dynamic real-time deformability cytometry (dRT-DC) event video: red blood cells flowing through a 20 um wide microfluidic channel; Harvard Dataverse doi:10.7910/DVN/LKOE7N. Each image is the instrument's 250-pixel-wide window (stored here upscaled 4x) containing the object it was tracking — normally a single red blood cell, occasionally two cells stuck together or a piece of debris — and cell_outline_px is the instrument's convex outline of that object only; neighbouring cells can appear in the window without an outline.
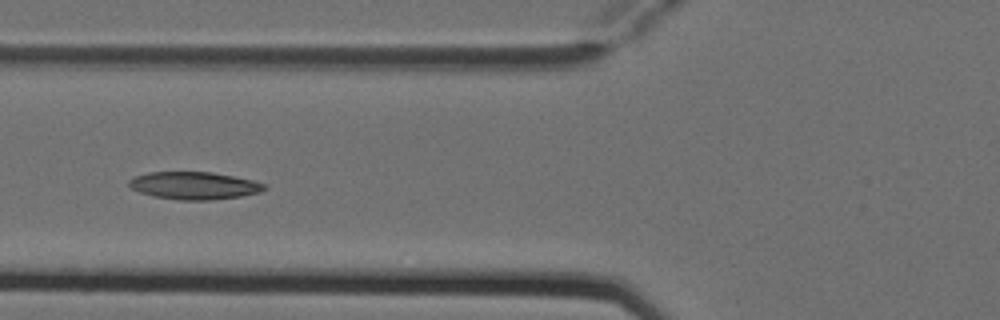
{"species": "Egyptian fruit bat (a non-hibernating species)", "species_latin": "Rousettus aegyptiacus", "temperature_condition": "cold", "stored_images_in_passage": 7, "camera_frame_rate_fps": 3000, "um_per_image_px": 0.085, "animal": {"sex": "female"}, "frame": {"image": 1, "passage_image": 4, "time_ms": 1.0, "image_size_px": [1000, 320], "cell_outline_px": [[268, 188], [260, 192], [240, 196], [208, 200], [180, 200], [152, 196], [140, 192], [132, 188], [128, 184], [128, 180], [136, 176], [148, 172], [212, 172], [252, 180], [264, 184]], "centroid_in_image_um": [16.49, 15.77], "position_along_channel_um": 109.3, "area_um2": 21.56}}
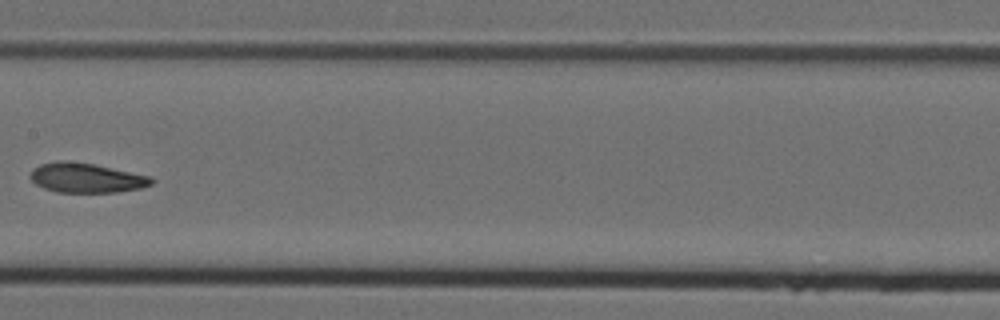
{"frame": {"image": 2, "passage_image": 6, "time_ms": 1.667, "image_size_px": [1000, 320], "cell_outline_px": [[156, 180], [152, 184], [140, 188], [116, 192], [56, 192], [44, 188], [36, 184], [28, 176], [32, 168], [40, 164], [56, 160], [68, 160], [92, 164], [152, 176]], "centroid_in_image_um": [7.31, 15.11], "position_along_channel_um": 200.1, "area_um2": 21.1}}
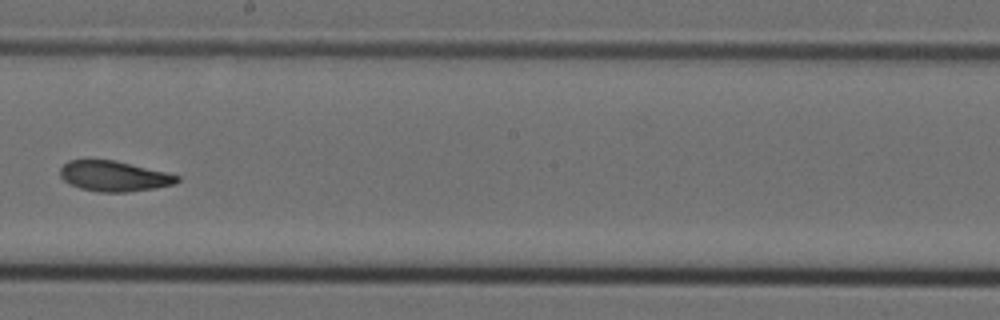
{"frame": {"image": 3, "passage_image": 7, "time_ms": 2.0, "image_size_px": [1000, 320], "cell_outline_px": [[180, 180], [176, 184], [156, 188], [124, 192], [100, 192], [80, 188], [68, 184], [60, 176], [60, 168], [68, 160], [116, 160], [180, 176]], "centroid_in_image_um": [9.68, 14.98], "position_along_channel_um": 238.5, "area_um2": 20.69}}